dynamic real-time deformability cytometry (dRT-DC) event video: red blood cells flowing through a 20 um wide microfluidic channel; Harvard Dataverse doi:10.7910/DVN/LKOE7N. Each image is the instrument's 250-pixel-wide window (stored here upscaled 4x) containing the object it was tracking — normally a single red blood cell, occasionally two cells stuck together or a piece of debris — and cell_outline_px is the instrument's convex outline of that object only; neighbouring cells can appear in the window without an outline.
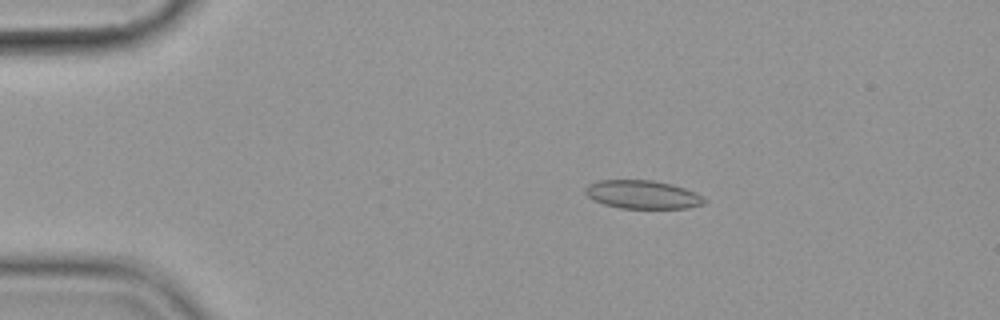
{"species": "common noctule bat (a hibernating species)", "species_latin": "Nyctalus noctula", "temperature_condition": "cold", "stored_images_in_passage": 5, "camera_frame_rate_fps": 3000, "um_per_image_px": 0.085, "animal": {"sex": "female", "body_mass_g": 19.9}, "frame": {"image": 1, "passage_image": 1, "time_ms": 0.0, "image_size_px": [1000, 320], "cell_outline_px": [[708, 200], [704, 204], [688, 208], [620, 208], [604, 204], [588, 196], [584, 192], [584, 188], [588, 184], [596, 180], [652, 180], [672, 184], [696, 192], [704, 196]], "centroid_in_image_um": [54.65, 16.53], "position_along_channel_um": 30.4, "area_um2": 19.83}}
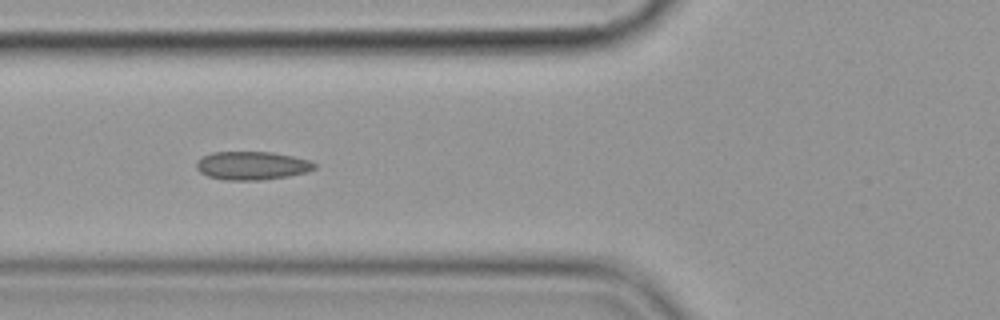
{"frame": {"image": 2, "passage_image": 4, "time_ms": 3.667, "image_size_px": [1000, 320], "cell_outline_px": [[316, 168], [308, 172], [288, 176], [260, 180], [224, 180], [208, 176], [200, 172], [196, 168], [196, 160], [212, 152], [272, 152], [292, 156], [308, 160], [316, 164]], "centroid_in_image_um": [21.41, 14.08], "position_along_channel_um": 104.4, "area_um2": 19.54}}
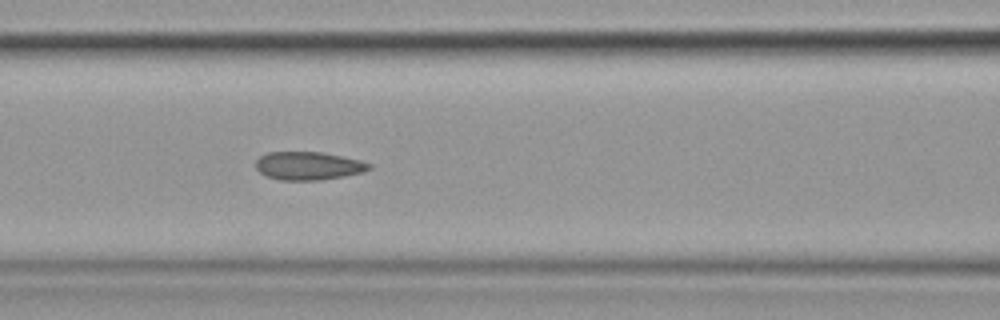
{"frame": {"image": 3, "passage_image": 5, "time_ms": 4.667, "image_size_px": [1000, 320], "cell_outline_px": [[372, 168], [364, 172], [344, 176], [320, 180], [280, 180], [268, 176], [260, 172], [256, 168], [256, 160], [260, 156], [268, 152], [324, 152], [360, 160], [372, 164]], "centroid_in_image_um": [26.24, 14.09], "position_along_channel_um": 140.4, "area_um2": 18.67}}